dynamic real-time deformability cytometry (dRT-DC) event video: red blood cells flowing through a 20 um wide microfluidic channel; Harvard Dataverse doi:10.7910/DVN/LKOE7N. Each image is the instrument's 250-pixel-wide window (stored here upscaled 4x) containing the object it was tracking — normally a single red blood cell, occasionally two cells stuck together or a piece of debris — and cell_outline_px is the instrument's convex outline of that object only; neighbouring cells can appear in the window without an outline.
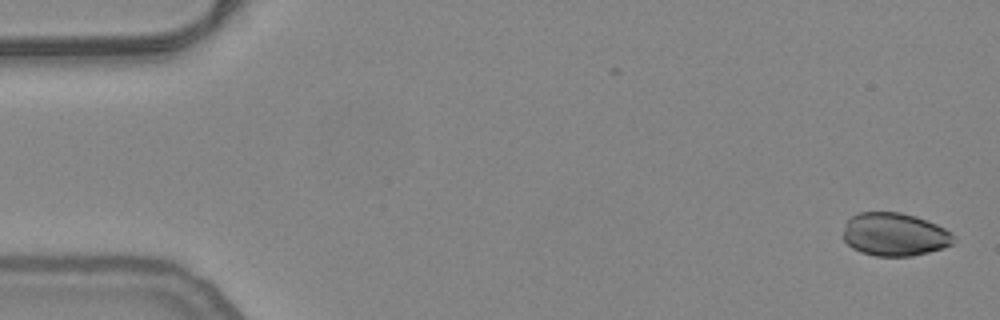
{"species": "common noctule bat (a hibernating species)", "species_latin": "Nyctalus noctula", "temperature_condition": "warm", "stored_images_in_passage": 54, "camera_frame_rate_fps": 3000, "um_per_image_px": 0.085, "animal": {"sex": "female", "body_mass_g": 24.6, "forearm_length_mm": 56.2}, "frame": {"image": 1, "passage_image": 1, "time_ms": 0.0, "image_size_px": [1000, 320], "cell_outline_px": [[956, 240], [952, 244], [944, 248], [912, 256], [876, 256], [860, 252], [852, 248], [844, 240], [844, 228], [848, 220], [852, 216], [860, 212], [900, 212], [916, 216], [936, 224], [952, 232]], "centroid_in_image_um": [76.06, 19.93], "position_along_channel_um": 8.9, "area_um2": 27.86}}
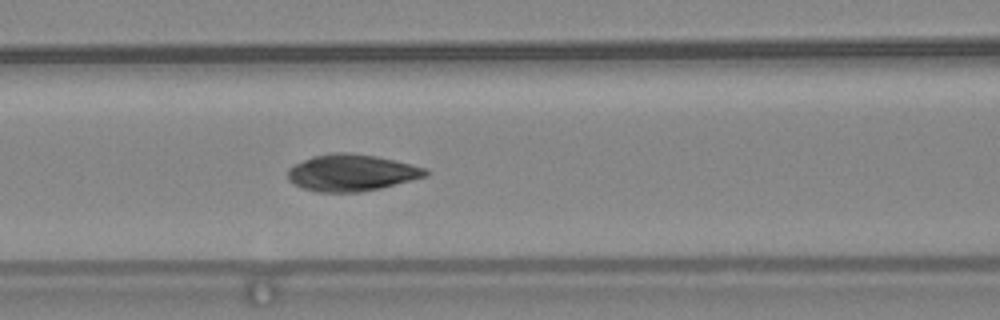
{"frame": {"image": 2, "passage_image": 22, "time_ms": 7.0, "image_size_px": [1000, 320], "cell_outline_px": [[428, 176], [380, 188], [360, 192], [316, 192], [292, 184], [288, 180], [288, 168], [292, 164], [312, 156], [332, 152], [352, 152], [376, 156], [424, 168], [428, 172]], "centroid_in_image_um": [29.81, 14.68], "position_along_channel_um": 136.8, "area_um2": 29.54}}
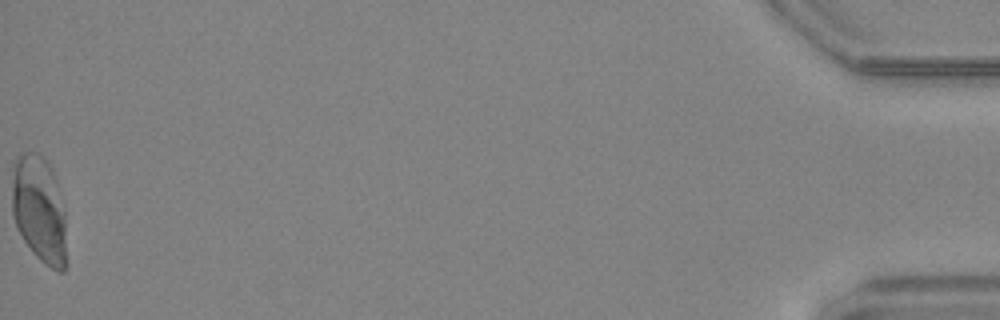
{"frame": {"image": 3, "passage_image": 54, "time_ms": 17.667, "image_size_px": [1000, 320], "cell_outline_px": [[64, 272], [56, 272], [40, 260], [36, 256], [24, 240], [12, 216], [12, 168], [16, 160], [24, 152], [36, 152], [52, 168], [56, 180], [64, 212]], "centroid_in_image_um": [3.3, 17.78], "position_along_channel_um": 431.9, "area_um2": 33.41}}